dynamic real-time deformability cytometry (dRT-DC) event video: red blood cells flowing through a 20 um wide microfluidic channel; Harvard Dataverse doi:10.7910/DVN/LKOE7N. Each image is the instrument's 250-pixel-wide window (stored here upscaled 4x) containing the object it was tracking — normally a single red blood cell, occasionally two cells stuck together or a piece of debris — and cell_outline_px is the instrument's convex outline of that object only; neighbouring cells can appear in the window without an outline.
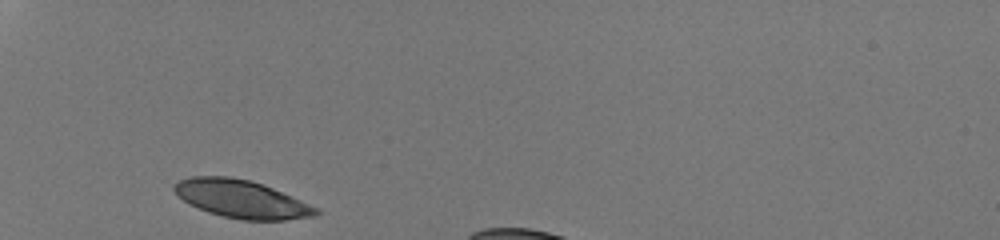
{"species": "human", "species_latin": "Homo sapiens", "temperature_condition": "room temperature", "stored_images_in_passage": 27, "camera_frame_rate_fps": 3000, "um_per_image_px": 0.085, "donor": {"sex": "male"}, "frame": {"image": 1, "passage_image": 1, "time_ms": 0.0, "image_size_px": [1000, 240], "cell_outline_px": [[320, 212], [316, 216], [284, 220], [240, 220], [208, 212], [188, 204], [176, 196], [172, 188], [172, 184], [180, 180], [192, 176], [228, 176], [248, 180], [272, 188], [292, 196], [320, 208]], "centroid_in_image_um": [20.5, 16.92], "position_along_channel_um": 64.5, "area_um2": 31.44}}
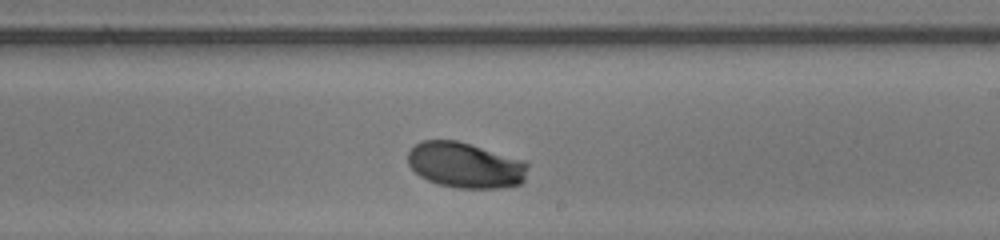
{"frame": {"image": 2, "passage_image": 16, "time_ms": 5.0, "image_size_px": [1000, 240], "cell_outline_px": [[528, 168], [524, 180], [520, 184], [504, 188], [456, 188], [436, 184], [420, 176], [408, 164], [408, 152], [420, 140], [456, 140], [524, 160], [528, 164]], "centroid_in_image_um": [39.56, 14.05], "position_along_channel_um": 249.4, "area_um2": 31.96}}
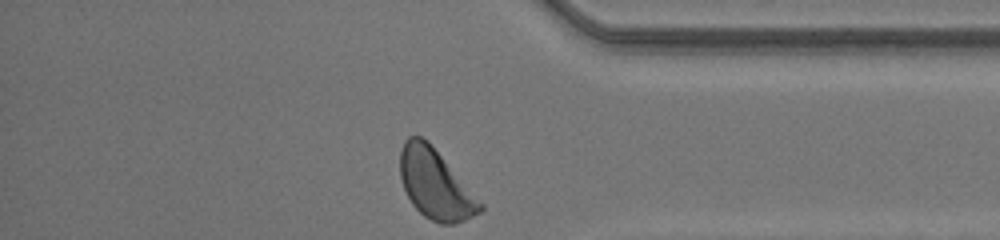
{"frame": {"image": 3, "passage_image": 27, "time_ms": 8.667, "image_size_px": [1000, 240], "cell_outline_px": [[484, 208], [480, 212], [456, 224], [440, 224], [424, 216], [412, 204], [404, 188], [400, 176], [400, 148], [404, 140], [408, 136], [420, 136], [428, 140], [484, 204]], "centroid_in_image_um": [37.0, 15.64], "position_along_channel_um": 398.2, "area_um2": 32.48}, "authors_computed_cell_mechanics": {"area_um2": 31.8478, "velocity_mm_per_s": 4.1889, "shape_relaxation_time_tau1_ms": 2.102, "shape_relaxation_time_tau2_ms": null, "deformation_change_tau1": 0.1569, "deformation_change_tau2": null}}